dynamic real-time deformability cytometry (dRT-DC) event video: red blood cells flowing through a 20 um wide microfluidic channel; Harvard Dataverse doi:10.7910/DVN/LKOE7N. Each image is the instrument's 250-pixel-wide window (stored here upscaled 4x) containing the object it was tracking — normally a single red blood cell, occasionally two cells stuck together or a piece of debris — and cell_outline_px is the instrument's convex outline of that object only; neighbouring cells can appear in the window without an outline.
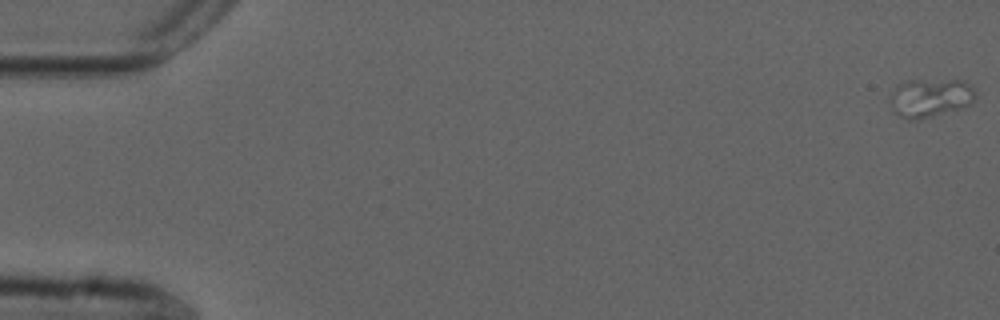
{"species": "common noctule bat (a hibernating species)", "species_latin": "Nyctalus noctula", "temperature_condition": "cold", "stored_images_in_passage": 26, "camera_frame_rate_fps": 3000, "um_per_image_px": 0.085, "animal": {"sex": "male", "forearm_length_mm": 52.5}, "frame": {"image": 1, "passage_image": 1, "time_ms": 0.0, "image_size_px": [1000, 320], "cell_outline_px": [[976, 96], [972, 104], [932, 116], [916, 120], [908, 120], [892, 112], [888, 100], [888, 96], [896, 84], [908, 80], [964, 80], [972, 84], [976, 92]], "centroid_in_image_um": [79.03, 8.3], "position_along_channel_um": 6.0, "area_um2": 19.77}}
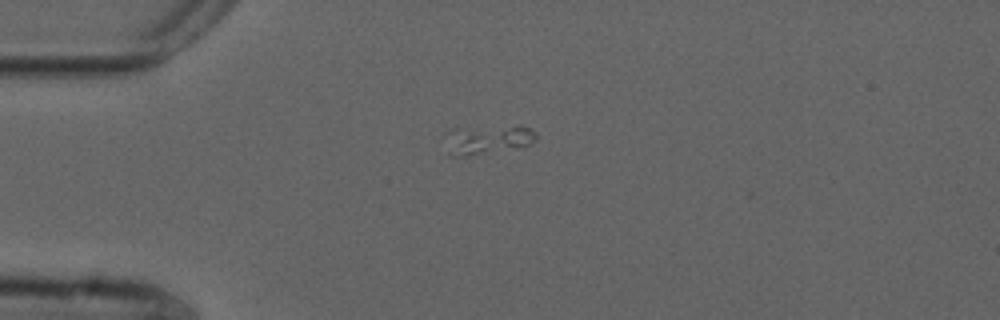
{"frame": {"image": 2, "passage_image": 15, "time_ms": 4.667, "image_size_px": [1000, 320], "cell_outline_px": [[536, 140], [520, 148], [464, 156], [448, 156], [440, 136], [444, 132], [452, 128], [520, 124], [536, 132]], "centroid_in_image_um": [41.32, 11.84], "position_along_channel_um": 43.7, "area_um2": 16.53}}